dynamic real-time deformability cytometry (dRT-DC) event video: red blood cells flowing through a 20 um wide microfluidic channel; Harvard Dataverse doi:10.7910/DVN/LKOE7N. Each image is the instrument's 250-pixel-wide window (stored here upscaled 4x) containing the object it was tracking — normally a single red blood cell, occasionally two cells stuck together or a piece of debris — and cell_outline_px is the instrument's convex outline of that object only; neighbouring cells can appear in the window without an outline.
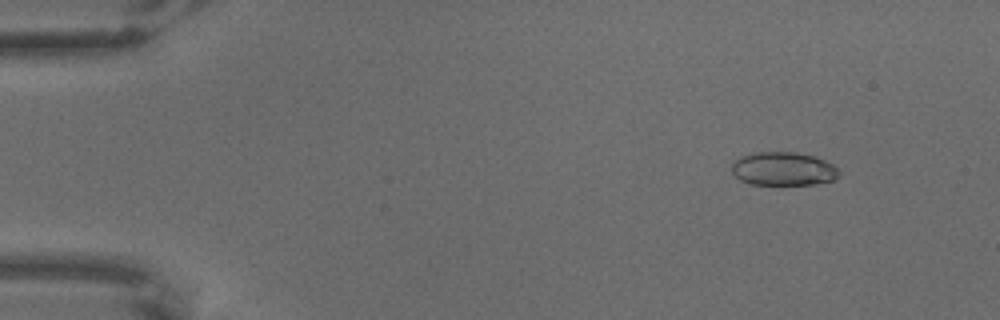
{"species": "common noctule bat (a hibernating species)", "species_latin": "Nyctalus noctula", "temperature_condition": "warm", "stored_images_in_passage": 6, "camera_frame_rate_fps": 3000, "um_per_image_px": 0.085, "animal": {"sex": "male", "body_mass_g": 18.8}, "frame": {"image": 1, "passage_image": 2, "time_ms": 0.333, "image_size_px": [1000, 320], "cell_outline_px": [[840, 176], [832, 180], [816, 184], [748, 184], [740, 180], [732, 172], [732, 164], [740, 156], [756, 152], [796, 152], [812, 156], [824, 160], [832, 164], [840, 172]], "centroid_in_image_um": [66.57, 14.35], "position_along_channel_um": 18.4, "area_um2": 20.87}}
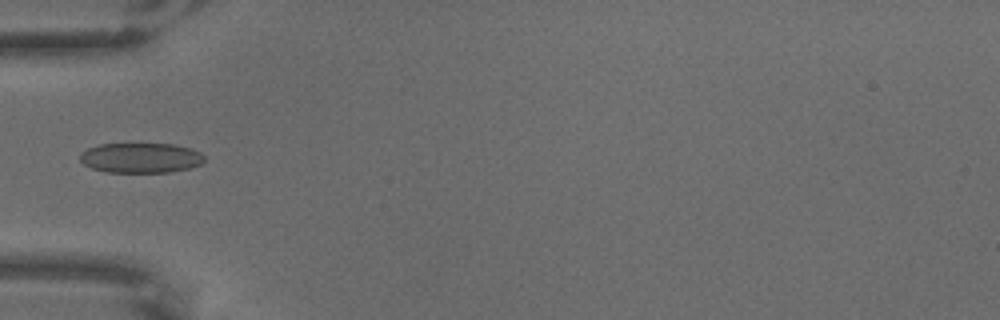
{"frame": {"image": 2, "passage_image": 6, "time_ms": 1.667, "image_size_px": [1000, 320], "cell_outline_px": [[204, 160], [200, 164], [192, 168], [168, 172], [108, 172], [92, 168], [84, 164], [80, 160], [80, 152], [88, 148], [100, 144], [172, 144], [192, 148], [200, 152], [204, 156]], "centroid_in_image_um": [11.98, 13.41], "position_along_channel_um": 73.0, "area_um2": 21.79}}